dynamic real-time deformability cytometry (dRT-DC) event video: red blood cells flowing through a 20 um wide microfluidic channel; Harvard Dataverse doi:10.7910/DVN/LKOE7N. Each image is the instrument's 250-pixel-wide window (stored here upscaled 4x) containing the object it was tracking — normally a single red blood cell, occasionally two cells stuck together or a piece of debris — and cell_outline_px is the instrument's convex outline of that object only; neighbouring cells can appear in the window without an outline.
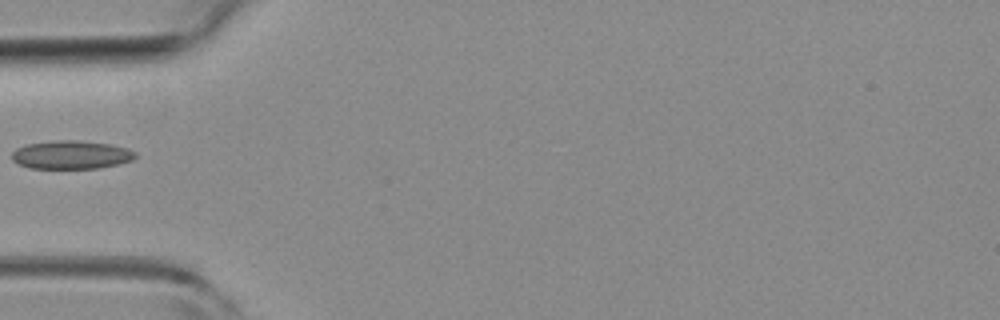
{"species": "common noctule bat (a hibernating species)", "species_latin": "Nyctalus noctula", "temperature_condition": "room temperature", "stored_images_in_passage": 32, "camera_frame_rate_fps": 3000, "um_per_image_px": 0.085, "animal": {"sex": "female", "body_mass_g": 19.3, "forearm_length_mm": 54.1}, "frame": {"image": 1, "passage_image": 1, "time_ms": 0.0, "image_size_px": [1000, 320], "cell_outline_px": [[136, 156], [132, 160], [100, 168], [28, 168], [12, 160], [12, 152], [16, 148], [24, 144], [52, 140], [76, 140], [112, 144], [128, 148], [136, 152]], "centroid_in_image_um": [6.03, 13.14], "position_along_channel_um": 79.0, "area_um2": 20.58}}
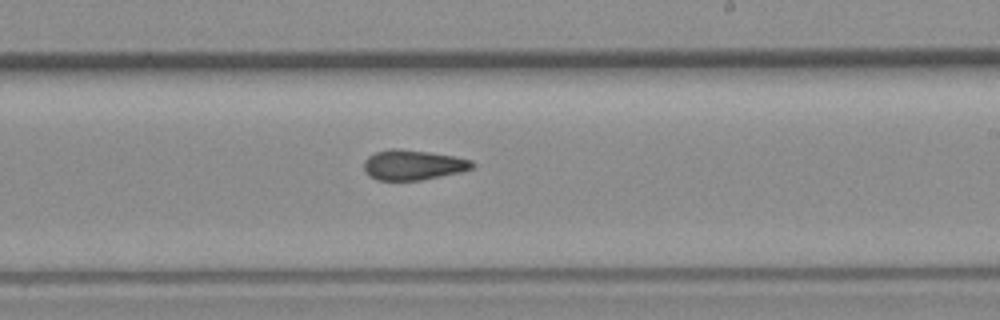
{"frame": {"image": 2, "passage_image": 14, "time_ms": 4.333, "image_size_px": [1000, 320], "cell_outline_px": [[476, 164], [472, 168], [460, 172], [420, 180], [376, 180], [368, 176], [364, 172], [364, 160], [368, 156], [376, 152], [392, 148], [400, 148], [428, 152], [452, 156], [472, 160]], "centroid_in_image_um": [35.07, 14.02], "position_along_channel_um": 253.9, "area_um2": 19.02}}
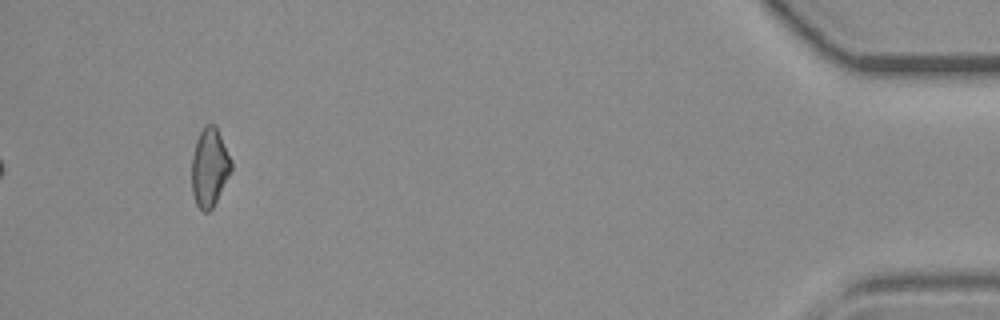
{"frame": {"image": 3, "passage_image": 32, "time_ms": 10.333, "image_size_px": [1000, 320], "cell_outline_px": [[232, 168], [212, 208], [208, 212], [204, 212], [196, 204], [192, 192], [192, 156], [196, 140], [204, 124], [216, 124], [232, 160]], "centroid_in_image_um": [17.81, 14.18], "position_along_channel_um": 417.4, "area_um2": 18.03}}